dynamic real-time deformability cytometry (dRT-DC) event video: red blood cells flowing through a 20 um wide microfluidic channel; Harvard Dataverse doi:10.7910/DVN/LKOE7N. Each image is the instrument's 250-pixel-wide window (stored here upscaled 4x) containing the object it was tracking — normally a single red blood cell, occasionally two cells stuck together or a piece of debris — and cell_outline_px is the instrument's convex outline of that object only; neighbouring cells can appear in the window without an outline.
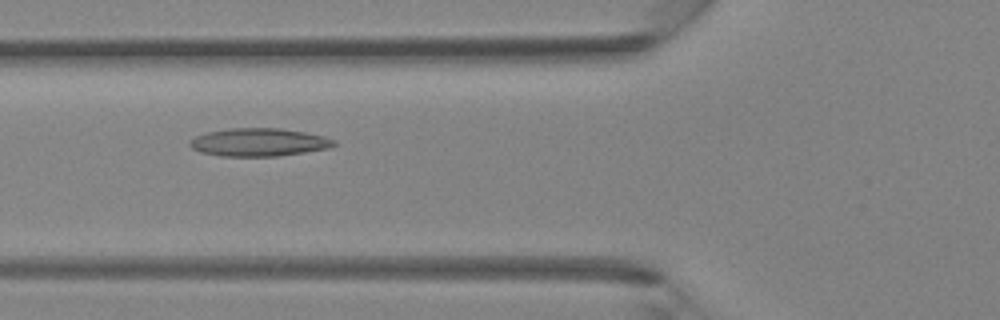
{"species": "Egyptian fruit bat (a non-hibernating species)", "species_latin": "Rousettus aegyptiacus", "temperature_condition": "room temperature", "stored_images_in_passage": 42, "camera_frame_rate_fps": 3000, "um_per_image_px": 0.085, "animal": {"sex": "female"}, "frame": {"image": 1, "passage_image": 16, "time_ms": 5.0, "image_size_px": [1000, 320], "cell_outline_px": [[336, 144], [328, 148], [280, 156], [220, 156], [200, 152], [192, 148], [188, 144], [188, 140], [196, 136], [208, 132], [232, 128], [280, 128], [304, 132], [324, 136], [336, 140]], "centroid_in_image_um": [21.98, 12.09], "position_along_channel_um": 103.8, "area_um2": 23.52}}
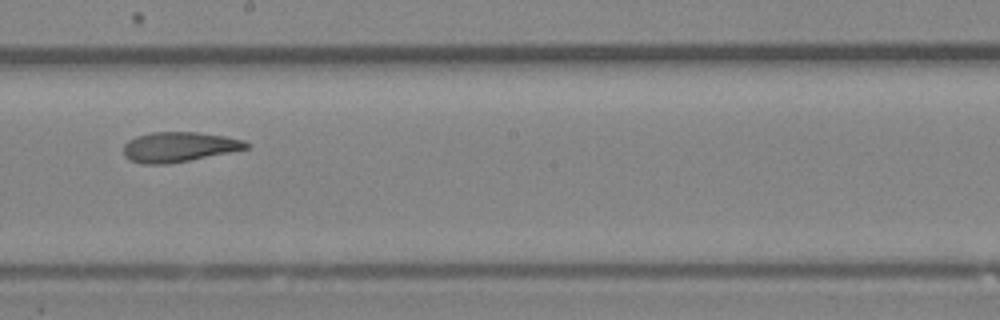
{"frame": {"image": 2, "passage_image": 24, "time_ms": 7.667, "image_size_px": [1000, 320], "cell_outline_px": [[252, 144], [248, 148], [168, 164], [144, 164], [132, 160], [124, 156], [124, 144], [128, 140], [136, 136], [152, 132], [196, 132], [224, 136], [244, 140]], "centroid_in_image_um": [15.2, 12.48], "position_along_channel_um": 233.0, "area_um2": 21.21}}
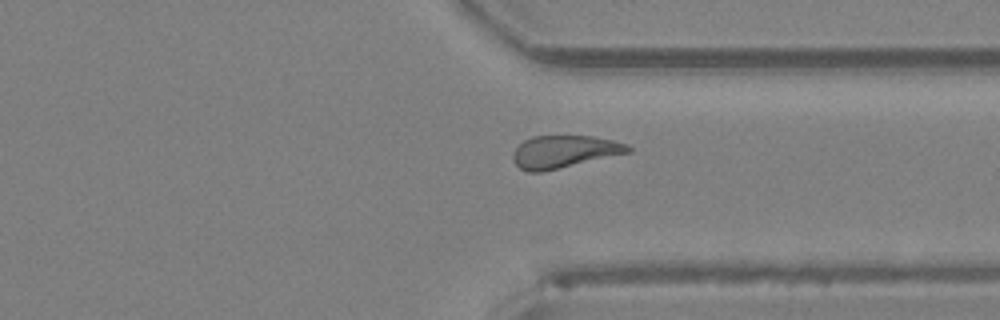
{"frame": {"image": 3, "passage_image": 32, "time_ms": 10.333, "image_size_px": [1000, 320], "cell_outline_px": [[632, 152], [540, 172], [528, 172], [520, 168], [516, 164], [512, 156], [516, 148], [524, 140], [532, 136], [592, 136], [612, 140], [628, 144], [632, 148]], "centroid_in_image_um": [47.98, 12.88], "position_along_channel_um": 363.4, "area_um2": 21.62}}